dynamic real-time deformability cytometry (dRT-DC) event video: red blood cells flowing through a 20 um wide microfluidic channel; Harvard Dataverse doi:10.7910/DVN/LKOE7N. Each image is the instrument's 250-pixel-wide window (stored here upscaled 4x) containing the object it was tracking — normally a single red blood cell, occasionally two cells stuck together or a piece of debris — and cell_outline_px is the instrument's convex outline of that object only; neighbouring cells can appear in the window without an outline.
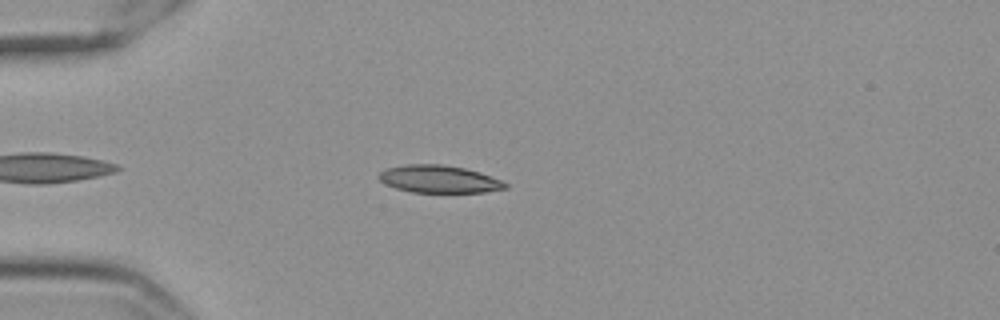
{"species": "Egyptian fruit bat (a non-hibernating species)", "species_latin": "Rousettus aegyptiacus", "temperature_condition": "cold", "stored_images_in_passage": 50, "camera_frame_rate_fps": 3000, "um_per_image_px": 0.085, "frame": {"image": 1, "passage_image": 8, "time_ms": 2.333, "image_size_px": [1000, 320], "cell_outline_px": [[508, 188], [484, 192], [412, 192], [396, 188], [384, 184], [376, 176], [384, 168], [408, 164], [440, 164], [464, 168], [480, 172], [500, 180], [508, 184]], "centroid_in_image_um": [37.28, 15.22], "position_along_channel_um": 47.7, "area_um2": 20.29}}
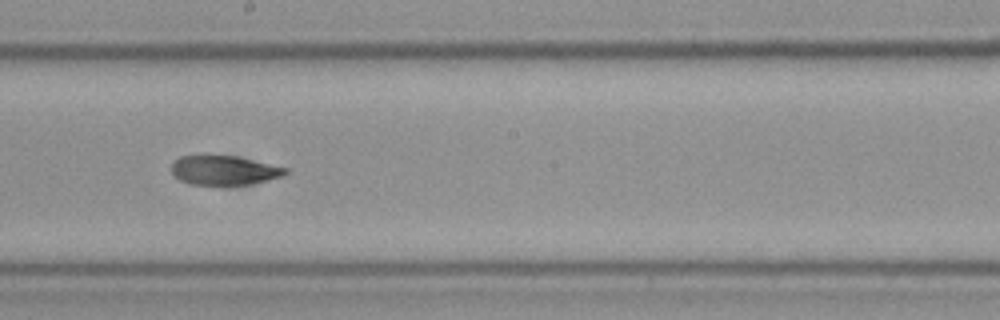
{"frame": {"image": 2, "passage_image": 25, "time_ms": 8.0, "image_size_px": [1000, 320], "cell_outline_px": [[288, 172], [280, 176], [248, 184], [188, 184], [180, 180], [172, 172], [172, 164], [180, 156], [204, 152], [208, 152], [236, 156], [288, 168]], "centroid_in_image_um": [18.97, 14.41], "position_along_channel_um": 229.2, "area_um2": 19.77}}
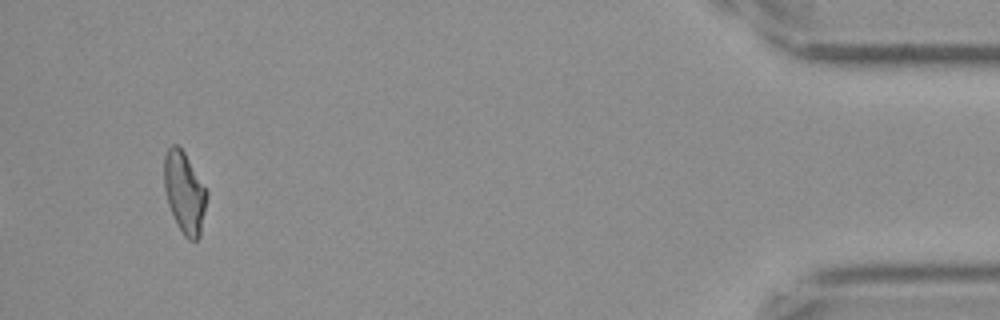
{"frame": {"image": 3, "passage_image": 47, "time_ms": 15.333, "image_size_px": [1000, 320], "cell_outline_px": [[208, 196], [200, 236], [196, 240], [188, 240], [184, 236], [168, 204], [164, 188], [164, 156], [168, 148], [172, 144], [176, 144], [184, 152], [208, 192]], "centroid_in_image_um": [15.69, 16.36], "position_along_channel_um": 419.5, "area_um2": 20.06}, "authors_computed_cell_mechanics": {"area_um2": 20.3456, "velocity_mm_per_s": 3.5357, "shape_relaxation_time_tau1_ms": 3.1722, "shape_relaxation_time_tau2_ms": 3.0055, "deformation_change_tau1": 0.1469, "deformation_change_tau2": 0.1085}}